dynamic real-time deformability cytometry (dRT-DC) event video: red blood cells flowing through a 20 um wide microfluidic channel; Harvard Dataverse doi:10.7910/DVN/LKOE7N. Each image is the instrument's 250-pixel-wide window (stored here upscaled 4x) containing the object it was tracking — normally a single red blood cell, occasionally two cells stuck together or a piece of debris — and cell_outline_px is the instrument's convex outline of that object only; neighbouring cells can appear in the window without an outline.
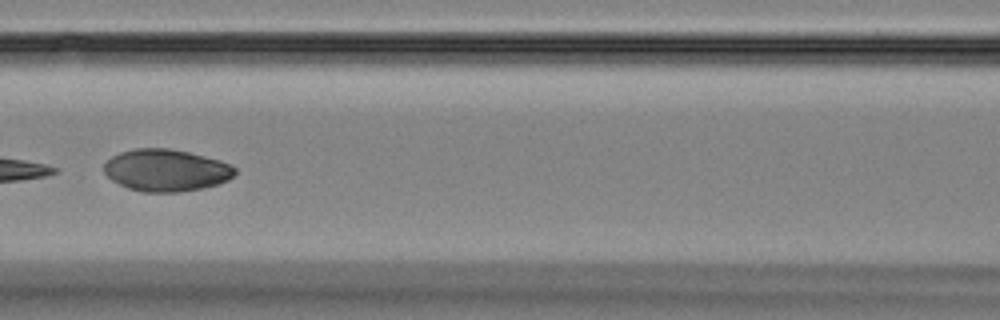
{"species": "Egyptian fruit bat (a non-hibernating species)", "species_latin": "Rousettus aegyptiacus", "temperature_condition": "room temperature", "stored_images_in_passage": 7, "camera_frame_rate_fps": 3000, "um_per_image_px": 0.085, "animal": {"sex": "female"}, "frame": {"image": 1, "passage_image": 7, "time_ms": 7.0, "image_size_px": [1000, 320], "cell_outline_px": [[236, 172], [228, 180], [204, 188], [180, 192], [140, 192], [128, 188], [112, 180], [104, 172], [104, 164], [112, 156], [120, 152], [136, 148], [168, 148], [188, 152], [204, 156], [228, 164], [236, 168]], "centroid_in_image_um": [14.09, 14.48], "position_along_channel_um": 152.5, "area_um2": 31.91}}